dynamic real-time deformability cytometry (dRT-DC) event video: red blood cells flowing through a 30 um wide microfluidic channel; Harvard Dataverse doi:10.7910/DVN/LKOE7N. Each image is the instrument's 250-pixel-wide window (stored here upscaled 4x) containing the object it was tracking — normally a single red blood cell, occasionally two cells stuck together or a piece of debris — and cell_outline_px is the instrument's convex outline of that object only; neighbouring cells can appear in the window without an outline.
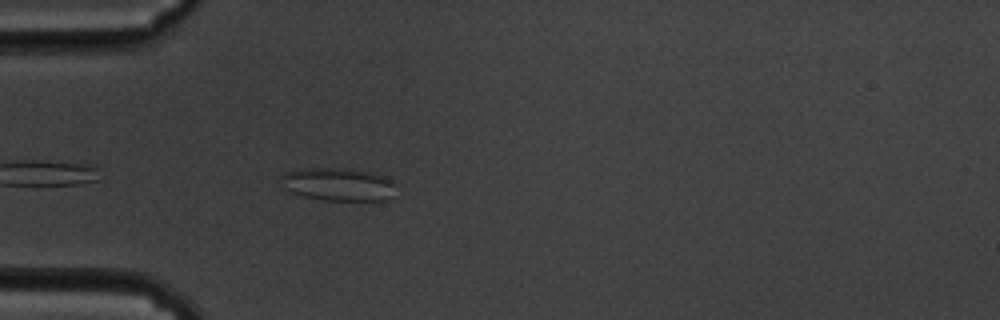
{"species": "common noctule bat (a hibernating species)", "species_latin": "Nyctalus noctula", "temperature_condition": "cold", "stored_images_in_passage": 15, "camera_frame_rate_fps": 3000, "um_per_image_px": 0.085, "animal": {"sex": "male", "body_mass_g": 19.5, "forearm_length_mm": 54.6}, "frame": {"image": 1, "passage_image": 3, "time_ms": 0.667, "image_size_px": [1000, 320], "cell_outline_px": [[396, 184], [384, 200], [324, 200], [304, 196], [292, 192], [284, 188], [280, 176], [284, 172], [304, 168], [352, 168], [384, 176]], "centroid_in_image_um": [28.67, 15.64], "position_along_channel_um": 56.3, "area_um2": 21.79}}
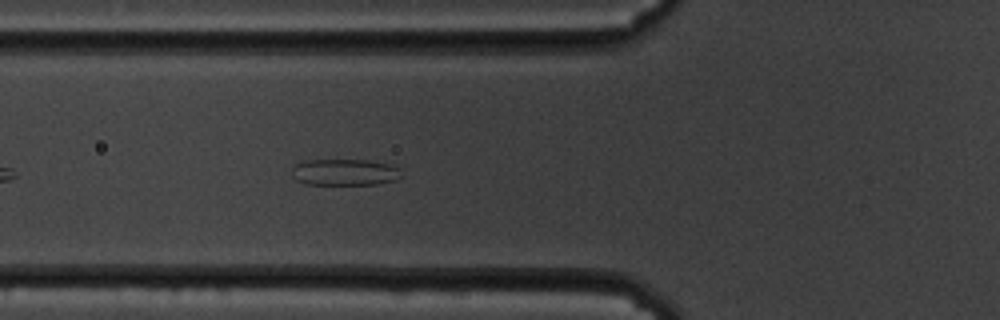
{"frame": {"image": 2, "passage_image": 7, "time_ms": 2.0, "image_size_px": [1000, 320], "cell_outline_px": [[400, 176], [396, 180], [376, 184], [304, 184], [296, 180], [292, 176], [292, 164], [304, 160], [368, 160], [388, 164], [400, 168]], "centroid_in_image_um": [29.24, 14.63], "position_along_channel_um": 96.6, "area_um2": 16.99}}